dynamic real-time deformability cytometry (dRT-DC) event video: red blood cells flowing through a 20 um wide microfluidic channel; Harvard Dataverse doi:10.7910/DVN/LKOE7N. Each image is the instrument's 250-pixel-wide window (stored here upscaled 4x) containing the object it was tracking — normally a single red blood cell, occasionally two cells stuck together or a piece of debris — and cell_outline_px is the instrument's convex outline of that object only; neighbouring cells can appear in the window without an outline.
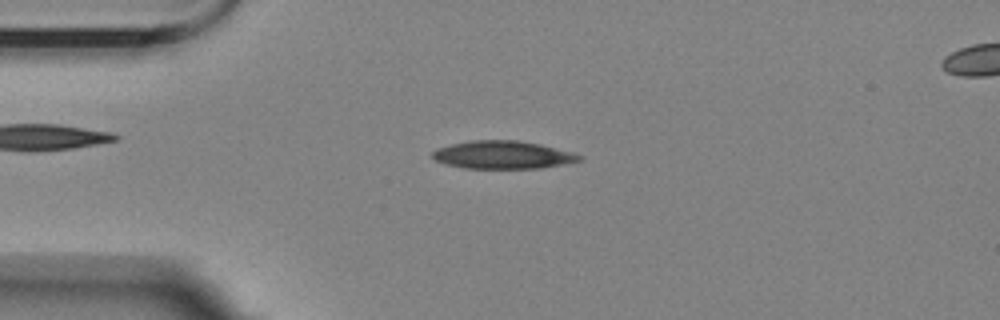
{"species": "Egyptian fruit bat (a non-hibernating species)", "species_latin": "Rousettus aegyptiacus", "temperature_condition": "room temperature", "stored_images_in_passage": 55, "camera_frame_rate_fps": 3000, "um_per_image_px": 0.085, "animal": {"sex": "female"}, "frame": {"image": 1, "passage_image": 12, "time_ms": 3.667, "image_size_px": [1000, 320], "cell_outline_px": [[584, 160], [564, 164], [540, 168], [464, 168], [444, 164], [436, 160], [432, 156], [432, 152], [436, 148], [468, 140], [516, 140], [540, 144], [572, 152], [584, 156]], "centroid_in_image_um": [42.75, 13.16], "position_along_channel_um": 42.3, "area_um2": 23.99}}
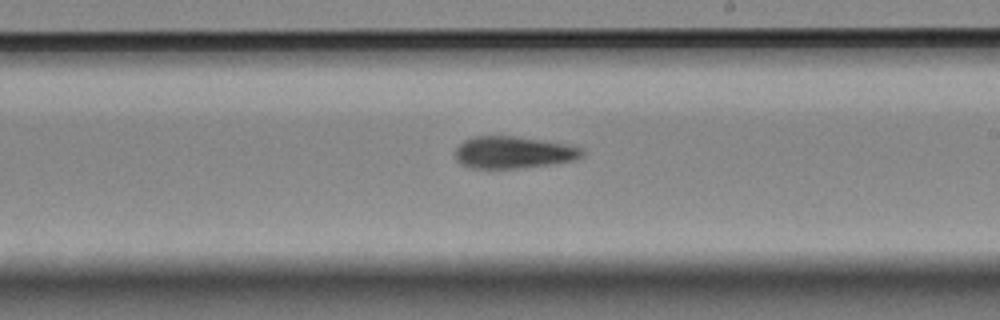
{"frame": {"image": 2, "passage_image": 31, "time_ms": 10.0, "image_size_px": [1000, 320], "cell_outline_px": [[584, 156], [576, 160], [552, 164], [520, 168], [468, 168], [460, 164], [456, 160], [456, 148], [464, 140], [476, 136], [516, 136], [568, 144], [580, 148], [584, 152]], "centroid_in_image_um": [43.64, 12.96], "position_along_channel_um": 245.4, "area_um2": 23.81}}
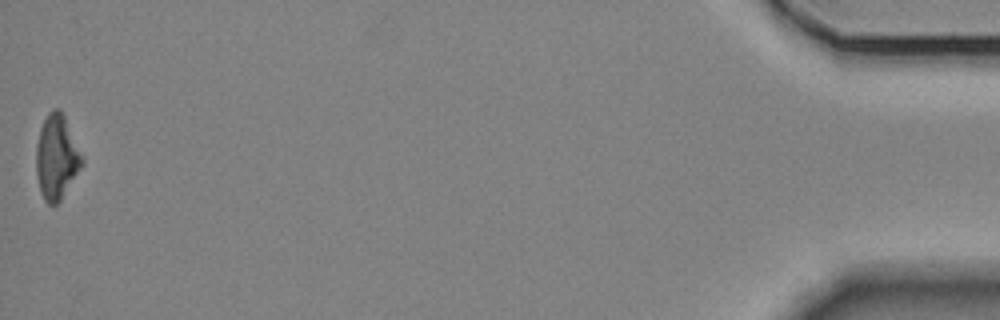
{"frame": {"image": 3, "passage_image": 55, "time_ms": 18.0, "image_size_px": [1000, 320], "cell_outline_px": [[84, 164], [60, 200], [56, 204], [48, 204], [44, 200], [40, 192], [36, 172], [36, 148], [40, 128], [48, 112], [52, 108], [60, 108], [64, 116], [84, 160]], "centroid_in_image_um": [4.8, 13.36], "position_along_channel_um": 430.4, "area_um2": 22.43}, "authors_computed_cell_mechanics": {"area_um2": 23.5824, "velocity_mm_per_s": 3.5009, "shape_relaxation_time_tau1_ms": 7.3159, "shape_relaxation_time_tau2_ms": 6.2223, "deformation_change_tau1": 0.1847, "deformation_change_tau2": 0.1753}}